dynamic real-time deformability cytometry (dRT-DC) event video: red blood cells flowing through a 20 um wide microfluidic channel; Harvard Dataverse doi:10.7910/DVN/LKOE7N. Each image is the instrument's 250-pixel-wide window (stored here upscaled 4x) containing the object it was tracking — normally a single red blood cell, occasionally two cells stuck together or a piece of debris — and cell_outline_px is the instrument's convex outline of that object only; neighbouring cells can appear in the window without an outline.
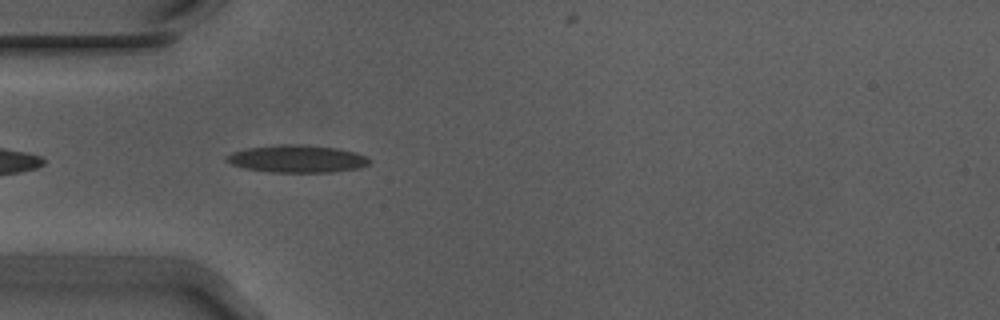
{"species": "Egyptian fruit bat (a non-hibernating species)", "species_latin": "Rousettus aegyptiacus", "temperature_condition": "warm", "stored_images_in_passage": 42, "camera_frame_rate_fps": 3000, "um_per_image_px": 0.085, "animal": {"sex": "male"}, "frame": {"image": 1, "passage_image": 3, "time_ms": 0.667, "image_size_px": [1000, 320], "cell_outline_px": [[372, 160], [368, 164], [360, 168], [332, 172], [268, 172], [244, 168], [232, 164], [224, 160], [224, 156], [232, 152], [248, 148], [280, 144], [304, 144], [336, 148], [356, 152], [368, 156]], "centroid_in_image_um": [25.27, 13.5], "position_along_channel_um": 59.7, "area_um2": 23.12}}
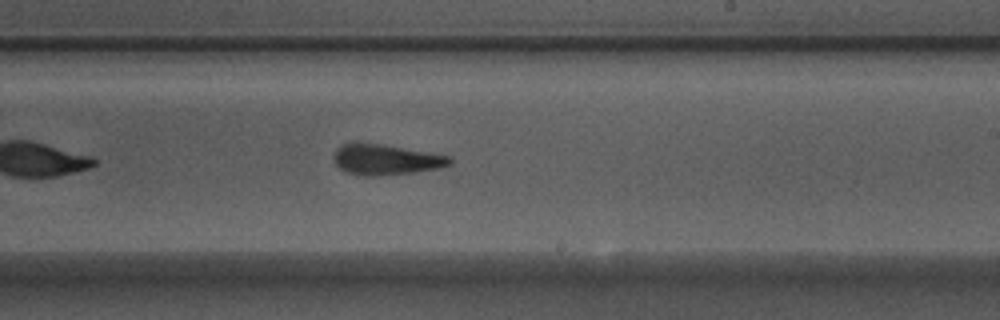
{"frame": {"image": 2, "passage_image": 19, "time_ms": 6.0, "image_size_px": [1000, 320], "cell_outline_px": [[452, 164], [440, 168], [416, 172], [380, 176], [364, 176], [348, 172], [340, 168], [336, 164], [332, 156], [336, 148], [340, 144], [352, 140], [356, 140], [384, 144], [452, 156]], "centroid_in_image_um": [32.76, 13.53], "position_along_channel_um": 256.2, "area_um2": 21.44}}
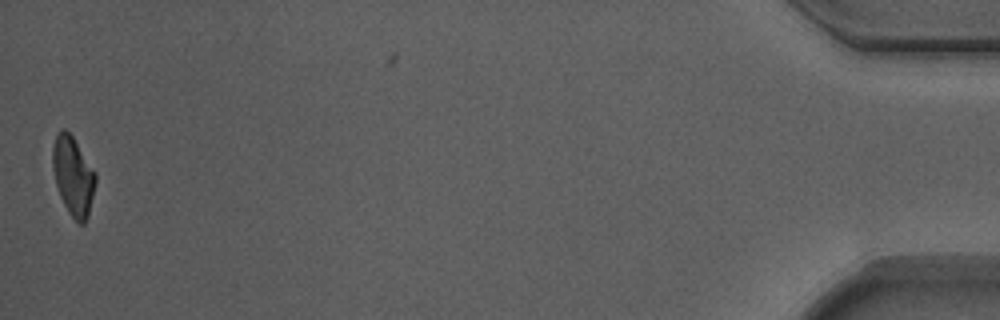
{"frame": {"image": 3, "passage_image": 41, "time_ms": 13.333, "image_size_px": [1000, 320], "cell_outline_px": [[96, 180], [88, 216], [84, 224], [80, 224], [68, 212], [60, 196], [56, 184], [52, 168], [52, 148], [56, 136], [64, 128], [72, 136], [96, 172]], "centroid_in_image_um": [6.21, 14.97], "position_along_channel_um": 429.0, "area_um2": 19.48}, "authors_computed_cell_mechanics": {"area_um2": 20.9814, "velocity_mm_per_s": 3.7315, "shape_relaxation_time_tau1_ms": 3.6338, "shape_relaxation_time_tau2_ms": 1.1316, "deformation_change_tau1": 0.1571, "deformation_change_tau2": 0.1116}}